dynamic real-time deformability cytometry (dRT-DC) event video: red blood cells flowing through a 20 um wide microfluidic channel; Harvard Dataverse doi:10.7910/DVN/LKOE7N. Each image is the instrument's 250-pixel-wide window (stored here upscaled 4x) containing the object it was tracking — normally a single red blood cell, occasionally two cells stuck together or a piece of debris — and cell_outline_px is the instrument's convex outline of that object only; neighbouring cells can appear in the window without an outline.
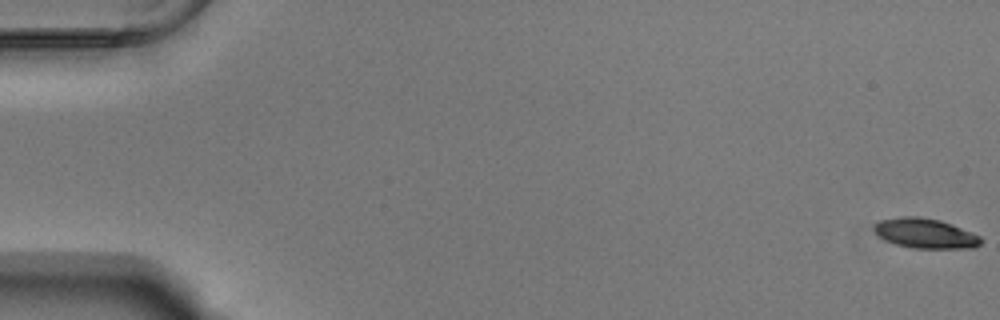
{"species": "Egyptian fruit bat (a non-hibernating species)", "species_latin": "Rousettus aegyptiacus", "temperature_condition": "warm", "stored_images_in_passage": 55, "camera_frame_rate_fps": 3000, "um_per_image_px": 0.085, "animal": {"sex": "male"}, "frame": {"image": 1, "passage_image": 1, "time_ms": 0.0, "image_size_px": [1000, 320], "cell_outline_px": [[984, 240], [976, 248], [912, 248], [896, 244], [880, 236], [872, 228], [880, 220], [900, 216], [920, 216], [940, 220], [952, 224], [980, 236]], "centroid_in_image_um": [78.69, 19.83], "position_along_channel_um": 6.3, "area_um2": 18.55}}
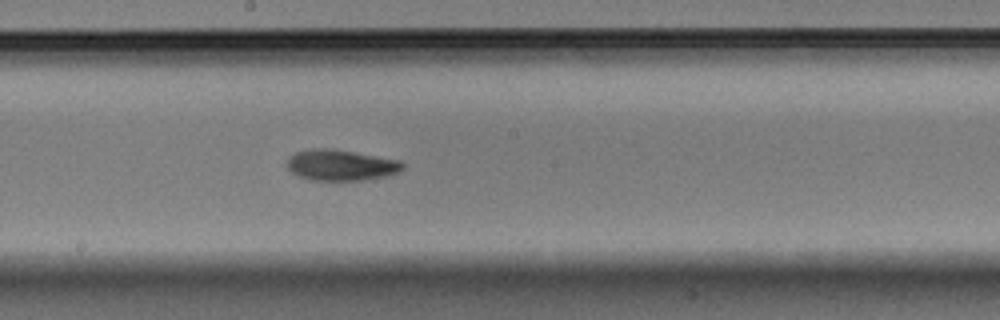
{"frame": {"image": 2, "passage_image": 31, "time_ms": 10.0, "image_size_px": [1000, 320], "cell_outline_px": [[404, 168], [396, 172], [384, 176], [364, 180], [312, 180], [300, 176], [292, 172], [288, 168], [288, 156], [296, 152], [312, 148], [332, 148], [400, 160], [404, 164]], "centroid_in_image_um": [28.96, 14.02], "position_along_channel_um": 219.2, "area_um2": 20.69}}
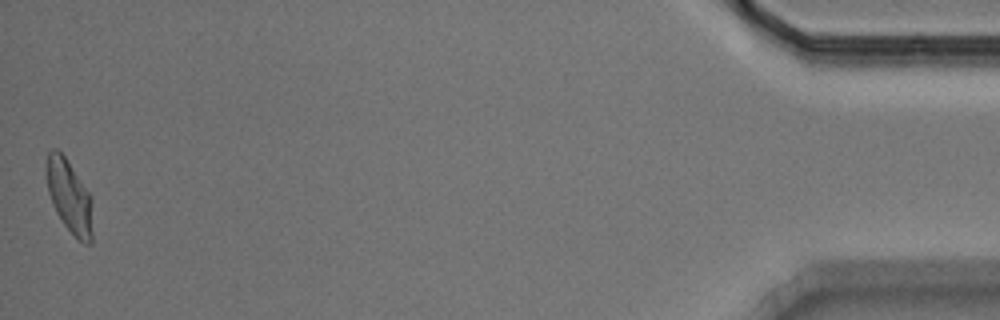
{"frame": {"image": 3, "passage_image": 55, "time_ms": 18.0, "image_size_px": [1000, 320], "cell_outline_px": [[92, 244], [84, 244], [64, 224], [56, 212], [52, 204], [48, 192], [44, 168], [48, 152], [52, 148], [56, 148], [64, 156], [92, 196]], "centroid_in_image_um": [5.88, 16.67], "position_along_channel_um": 429.3, "area_um2": 19.83}, "authors_computed_cell_mechanics": {"area_um2": 19.652, "velocity_mm_per_s": 3.7538, "shape_relaxation_time_tau1_ms": 3.4592, "shape_relaxation_time_tau2_ms": 2.53, "deformation_change_tau1": 0.156, "deformation_change_tau2": 0.082}}